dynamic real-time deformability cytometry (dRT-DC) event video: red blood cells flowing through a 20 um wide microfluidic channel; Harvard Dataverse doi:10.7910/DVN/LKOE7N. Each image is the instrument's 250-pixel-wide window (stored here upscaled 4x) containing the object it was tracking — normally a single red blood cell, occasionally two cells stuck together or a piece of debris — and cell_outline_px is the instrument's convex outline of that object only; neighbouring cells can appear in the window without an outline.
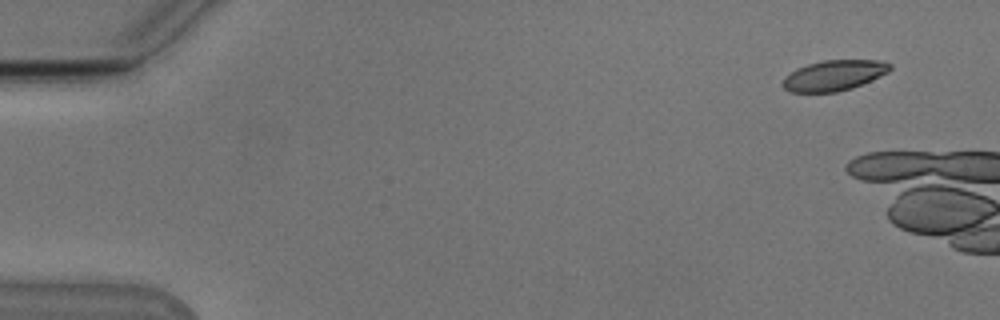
{"species": "Egyptian fruit bat (a non-hibernating species)", "species_latin": "Rousettus aegyptiacus", "temperature_condition": "cold", "stored_images_in_passage": 5, "camera_frame_rate_fps": 3000, "um_per_image_px": 0.085, "animal": {"sex": "male"}, "frame": {"image": 1, "passage_image": 1, "time_ms": 0.0, "image_size_px": [1000, 320], "cell_outline_px": [[892, 68], [888, 72], [872, 80], [852, 88], [836, 92], [792, 92], [784, 88], [780, 84], [784, 76], [796, 68], [808, 64], [824, 60], [880, 60], [892, 64]], "centroid_in_image_um": [70.87, 6.41], "position_along_channel_um": 14.1, "area_um2": 19.19}}